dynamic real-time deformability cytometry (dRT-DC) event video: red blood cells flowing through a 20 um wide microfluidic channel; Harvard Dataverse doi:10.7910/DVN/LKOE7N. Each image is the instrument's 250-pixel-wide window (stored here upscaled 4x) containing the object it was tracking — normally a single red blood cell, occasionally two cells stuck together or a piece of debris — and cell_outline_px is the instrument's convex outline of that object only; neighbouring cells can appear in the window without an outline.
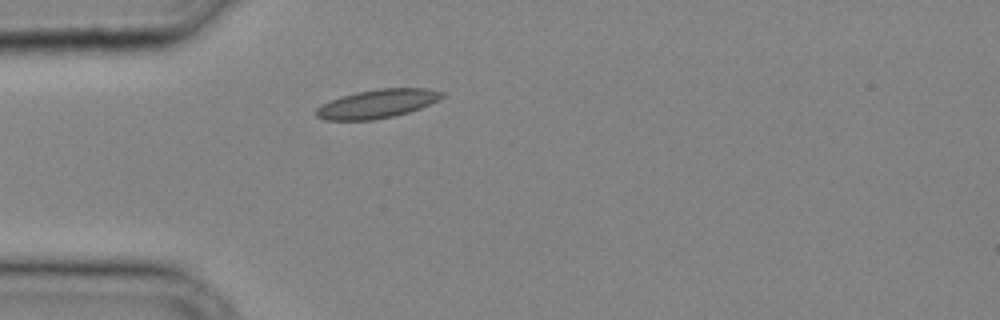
{"species": "common noctule bat (a hibernating species)", "species_latin": "Nyctalus noctula", "temperature_condition": "cold", "stored_images_in_passage": 23, "camera_frame_rate_fps": 3000, "um_per_image_px": 0.085, "animal": {"sex": "male", "body_mass_g": 20.4}, "frame": {"image": 1, "passage_image": 1, "time_ms": 0.0, "image_size_px": [1000, 320], "cell_outline_px": [[448, 92], [440, 100], [420, 108], [408, 112], [392, 116], [372, 120], [324, 120], [316, 116], [316, 108], [340, 96], [356, 92], [380, 88], [428, 88]], "centroid_in_image_um": [32.13, 8.8], "position_along_channel_um": 52.9, "area_um2": 21.1}}
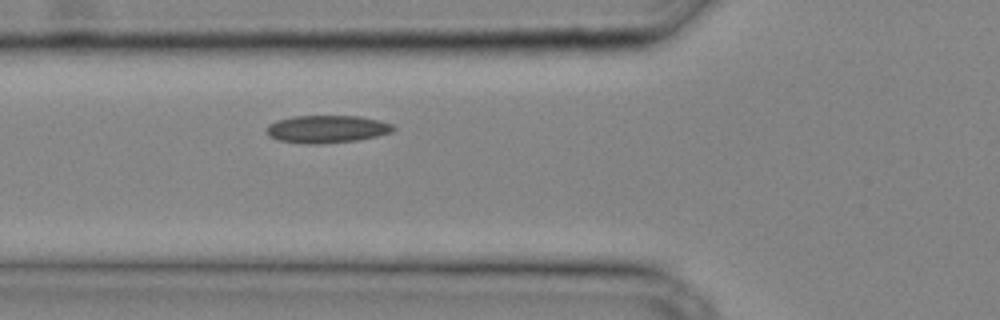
{"frame": {"image": 2, "passage_image": 4, "time_ms": 1.0, "image_size_px": [1000, 320], "cell_outline_px": [[396, 128], [392, 132], [376, 136], [356, 140], [316, 144], [304, 144], [280, 140], [268, 136], [268, 124], [276, 120], [292, 116], [360, 116], [380, 120], [392, 124]], "centroid_in_image_um": [27.79, 10.96], "position_along_channel_um": 98.0, "area_um2": 20.35}}
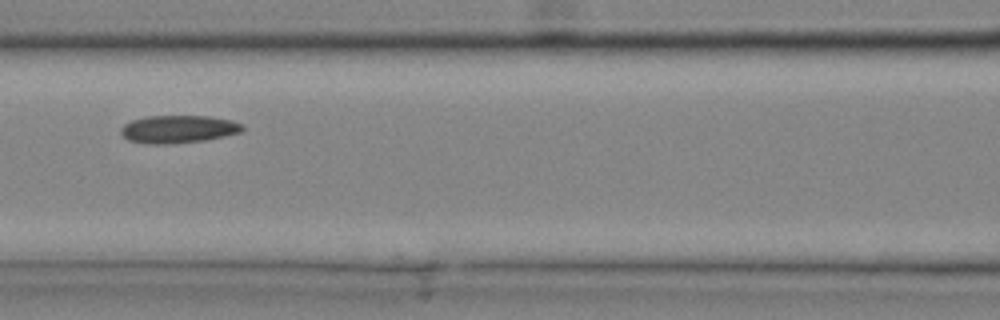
{"frame": {"image": 3, "passage_image": 7, "time_ms": 2.0, "image_size_px": [1000, 320], "cell_outline_px": [[244, 128], [240, 132], [224, 136], [204, 140], [172, 144], [148, 144], [128, 140], [120, 132], [120, 128], [124, 124], [132, 120], [148, 116], [208, 116], [232, 120], [244, 124]], "centroid_in_image_um": [15.15, 10.98], "position_along_channel_um": 151.4, "area_um2": 19.71}}